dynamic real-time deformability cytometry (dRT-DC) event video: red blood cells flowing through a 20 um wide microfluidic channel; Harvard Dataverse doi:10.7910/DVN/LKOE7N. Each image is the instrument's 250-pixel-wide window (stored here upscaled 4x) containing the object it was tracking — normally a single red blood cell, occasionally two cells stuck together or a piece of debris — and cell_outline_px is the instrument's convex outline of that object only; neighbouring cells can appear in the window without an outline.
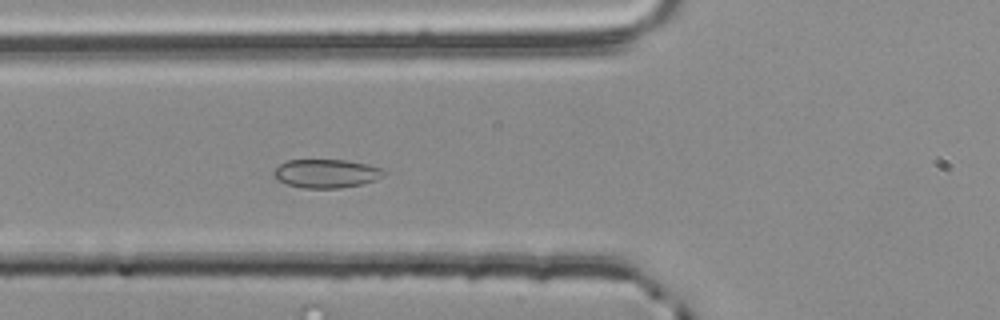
{"species": "common noctule bat (a hibernating species)", "species_latin": "Nyctalus noctula", "temperature_condition": "room temperature", "stored_images_in_passage": 57, "camera_frame_rate_fps": 3000, "um_per_image_px": 0.085, "animal": {"sex": "male", "body_mass_g": 20.4}, "frame": {"image": 1, "passage_image": 21, "time_ms": 6.667, "image_size_px": [1000, 320], "cell_outline_px": [[388, 172], [384, 176], [376, 180], [364, 184], [340, 188], [304, 188], [288, 184], [276, 180], [272, 176], [272, 172], [280, 164], [288, 160], [348, 160], [368, 164], [380, 168]], "centroid_in_image_um": [27.75, 14.75], "position_along_channel_um": 98.0, "area_um2": 18.61}}
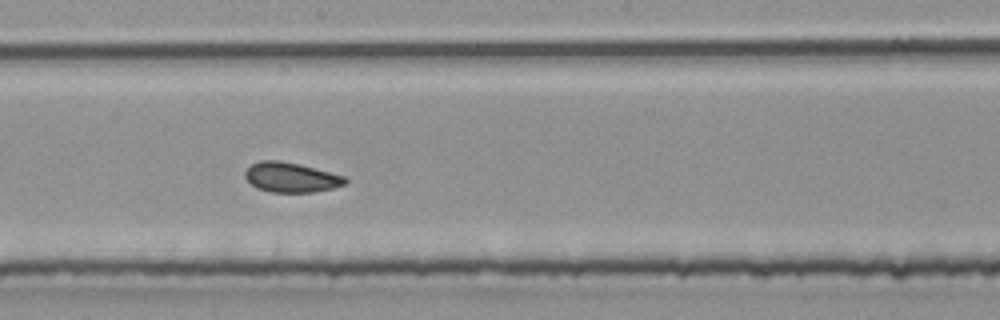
{"frame": {"image": 2, "passage_image": 31, "time_ms": 10.0, "image_size_px": [1000, 320], "cell_outline_px": [[348, 180], [344, 184], [332, 188], [312, 192], [272, 192], [256, 188], [244, 176], [244, 172], [252, 164], [260, 160], [280, 160], [348, 176]], "centroid_in_image_um": [24.75, 15.07], "position_along_channel_um": 223.5, "area_um2": 17.34}}
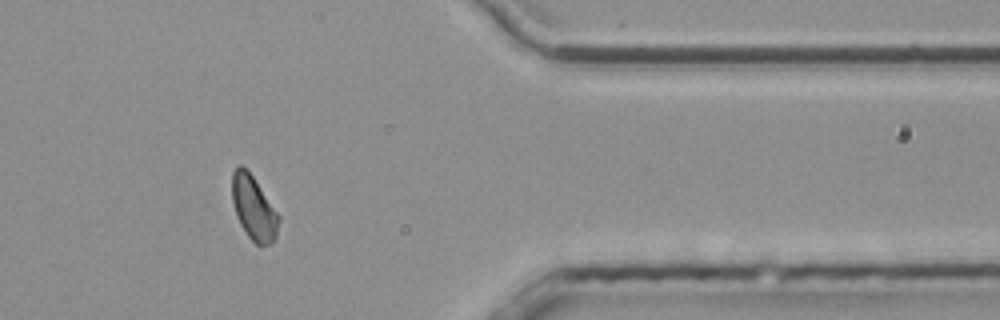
{"frame": {"image": 3, "passage_image": 46, "time_ms": 15.0, "image_size_px": [1000, 320], "cell_outline_px": [[280, 220], [276, 236], [268, 244], [256, 244], [248, 236], [240, 224], [236, 216], [232, 200], [232, 172], [240, 164], [252, 176], [280, 216]], "centroid_in_image_um": [21.55, 17.68], "position_along_channel_um": 389.8, "area_um2": 17.05}, "authors_computed_cell_mechanics": {"area_um2": 17.629, "velocity_mm_per_s": 3.7589, "shape_relaxation_time_tau1_ms": null, "shape_relaxation_time_tau2_ms": 0.9924, "deformation_change_tau1": null, "deformation_change_tau2": 0.0506}}